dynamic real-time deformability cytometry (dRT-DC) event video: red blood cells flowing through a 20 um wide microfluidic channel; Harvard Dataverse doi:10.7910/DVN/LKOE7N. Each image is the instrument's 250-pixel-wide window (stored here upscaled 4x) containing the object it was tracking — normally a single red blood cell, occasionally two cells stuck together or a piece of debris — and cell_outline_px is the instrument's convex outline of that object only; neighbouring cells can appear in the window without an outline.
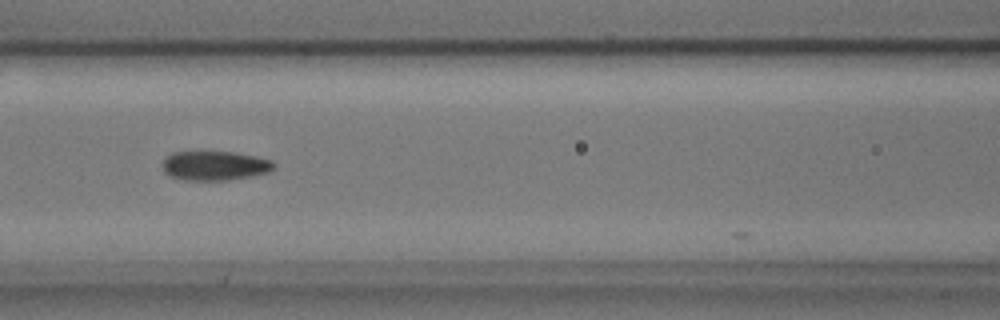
{"species": "common noctule bat (a hibernating species)", "species_latin": "Nyctalus noctula", "temperature_condition": "cold", "stored_images_in_passage": 6, "camera_frame_rate_fps": 3000, "um_per_image_px": 0.085, "animal": {"sex": "male", "body_mass_g": 17.9, "forearm_length_mm": 54.2}, "frame": {"image": 1, "passage_image": 5, "time_ms": 1.333, "image_size_px": [1000, 320], "cell_outline_px": [[276, 168], [268, 172], [252, 176], [228, 180], [184, 180], [168, 176], [164, 172], [164, 160], [172, 152], [236, 152], [256, 156], [272, 160], [276, 164]], "centroid_in_image_um": [18.3, 14.09], "position_along_channel_um": 148.3, "area_um2": 19.13}}